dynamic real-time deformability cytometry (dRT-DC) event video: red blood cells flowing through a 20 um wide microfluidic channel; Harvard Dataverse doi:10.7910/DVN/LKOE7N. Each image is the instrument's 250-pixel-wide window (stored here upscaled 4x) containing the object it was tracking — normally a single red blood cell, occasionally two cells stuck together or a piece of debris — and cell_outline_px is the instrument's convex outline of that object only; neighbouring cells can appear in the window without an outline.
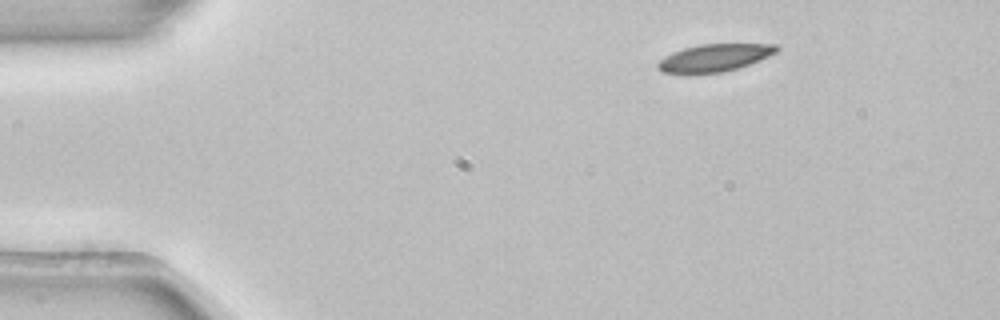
{"species": "common noctule bat (a hibernating species)", "species_latin": "Nyctalus noctula", "temperature_condition": "room temperature", "stored_images_in_passage": 3, "camera_frame_rate_fps": 3000, "um_per_image_px": 0.085, "animal": {"sex": "female", "body_mass_g": 22.7, "forearm_length_mm": 54.2}, "frame": {"image": 1, "passage_image": 1, "time_ms": 0.0, "image_size_px": [1000, 320], "cell_outline_px": [[780, 48], [776, 52], [760, 60], [740, 68], [720, 72], [660, 72], [656, 68], [656, 64], [664, 56], [672, 52], [684, 48], [700, 44], [776, 44]], "centroid_in_image_um": [60.74, 4.89], "position_along_channel_um": 24.3, "area_um2": 18.79}}
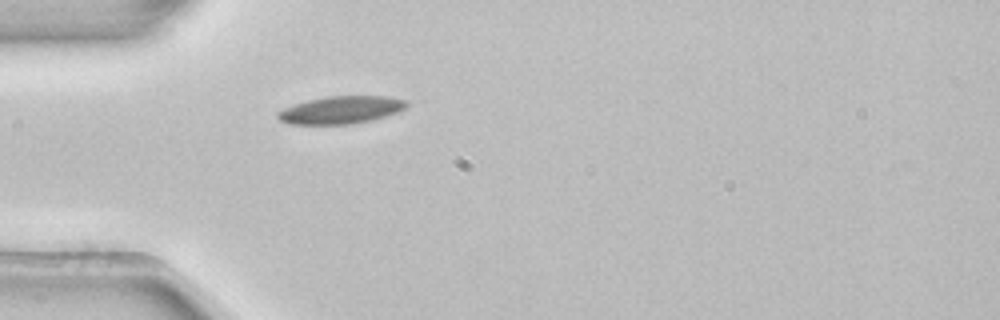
{"frame": {"image": 2, "passage_image": 3, "time_ms": 0.667, "image_size_px": [1000, 320], "cell_outline_px": [[408, 108], [400, 112], [372, 120], [352, 124], [288, 124], [280, 120], [276, 116], [276, 112], [292, 104], [324, 96], [388, 96], [408, 100]], "centroid_in_image_um": [29.02, 9.34], "position_along_channel_um": 56.0, "area_um2": 21.1}}